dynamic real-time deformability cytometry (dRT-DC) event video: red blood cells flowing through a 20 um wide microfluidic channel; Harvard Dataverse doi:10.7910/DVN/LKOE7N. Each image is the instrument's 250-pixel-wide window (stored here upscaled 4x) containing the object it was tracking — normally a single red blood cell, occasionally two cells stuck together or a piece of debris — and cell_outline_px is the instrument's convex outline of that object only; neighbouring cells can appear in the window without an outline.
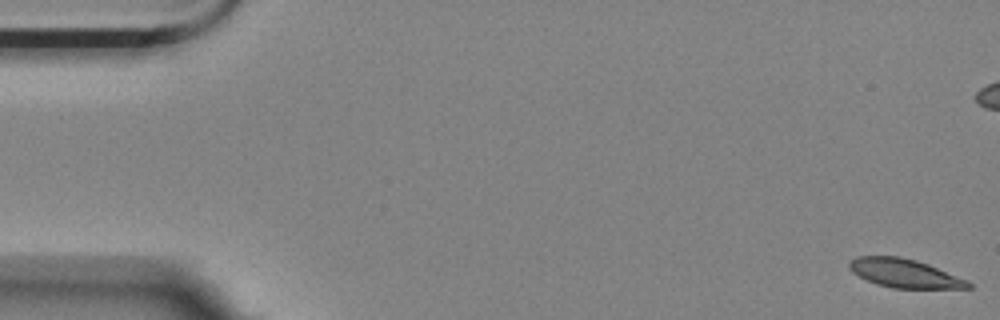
{"species": "Egyptian fruit bat (a non-hibernating species)", "species_latin": "Rousettus aegyptiacus", "temperature_condition": "room temperature", "stored_images_in_passage": 58, "camera_frame_rate_fps": 3000, "um_per_image_px": 0.085, "animal": {"sex": "female"}, "frame": {"image": 1, "passage_image": 1, "time_ms": 0.0, "image_size_px": [1000, 320], "cell_outline_px": [[972, 288], [892, 288], [876, 284], [852, 272], [848, 268], [848, 264], [856, 256], [896, 256], [916, 260], [928, 264], [968, 280], [972, 284]], "centroid_in_image_um": [76.89, 23.23], "position_along_channel_um": 8.1, "area_um2": 19.77}}
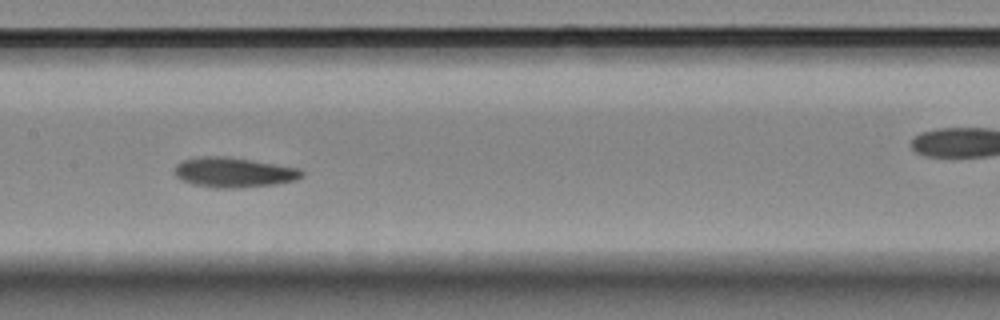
{"frame": {"image": 2, "passage_image": 28, "time_ms": 9.0, "image_size_px": [1000, 320], "cell_outline_px": [[304, 176], [296, 180], [276, 184], [240, 188], [212, 188], [192, 184], [180, 180], [176, 176], [176, 164], [180, 160], [200, 156], [224, 156], [300, 168], [304, 172]], "centroid_in_image_um": [19.86, 14.66], "position_along_channel_um": 187.5, "area_um2": 22.37}}
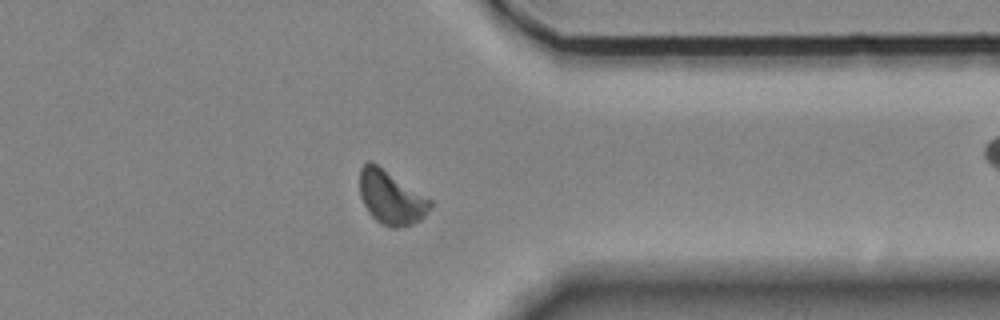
{"frame": {"image": 3, "passage_image": 45, "time_ms": 14.667, "image_size_px": [1000, 320], "cell_outline_px": [[432, 204], [428, 212], [420, 220], [412, 224], [396, 228], [392, 228], [380, 224], [368, 212], [360, 196], [360, 168], [368, 160], [372, 160], [432, 200]], "centroid_in_image_um": [33.23, 16.78], "position_along_channel_um": 378.2, "area_um2": 22.2}, "authors_computed_cell_mechanics": {"area_um2": 21.386, "velocity_mm_per_s": 3.4833, "shape_relaxation_time_tau1_ms": 3.8374, "shape_relaxation_time_tau2_ms": 2.7833, "deformation_change_tau1": 0.1302, "deformation_change_tau2": 0.0879}}